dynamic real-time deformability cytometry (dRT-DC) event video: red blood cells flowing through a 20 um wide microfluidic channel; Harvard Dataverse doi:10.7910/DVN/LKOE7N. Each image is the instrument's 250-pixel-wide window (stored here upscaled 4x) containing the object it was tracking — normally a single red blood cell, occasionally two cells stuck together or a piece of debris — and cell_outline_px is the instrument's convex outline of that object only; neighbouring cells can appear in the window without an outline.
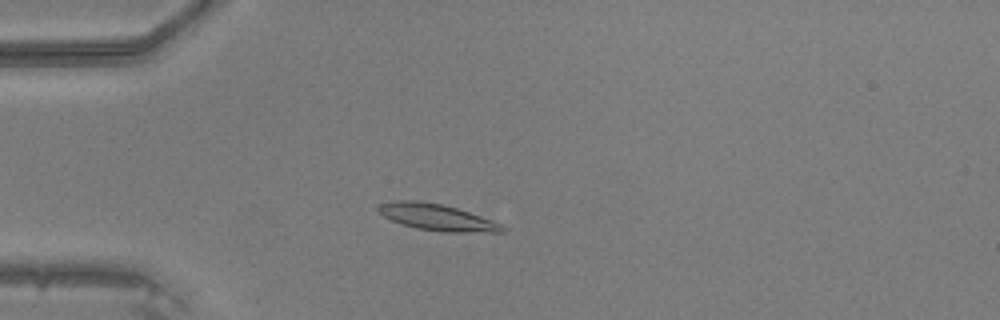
{"species": "common noctule bat (a hibernating species)", "species_latin": "Nyctalus noctula", "temperature_condition": "warm", "stored_images_in_passage": 45, "camera_frame_rate_fps": 3000, "um_per_image_px": 0.085, "animal": {"sex": "male", "body_mass_g": 20.5, "forearm_length_mm": 52.5}, "frame": {"image": 1, "passage_image": 11, "time_ms": 3.333, "image_size_px": [1000, 320], "cell_outline_px": [[508, 228], [504, 232], [444, 232], [416, 228], [400, 224], [376, 212], [376, 208], [380, 204], [400, 200], [416, 200], [440, 204], [456, 208], [480, 216], [500, 224]], "centroid_in_image_um": [37.11, 18.48], "position_along_channel_um": 47.9, "area_um2": 18.96}}
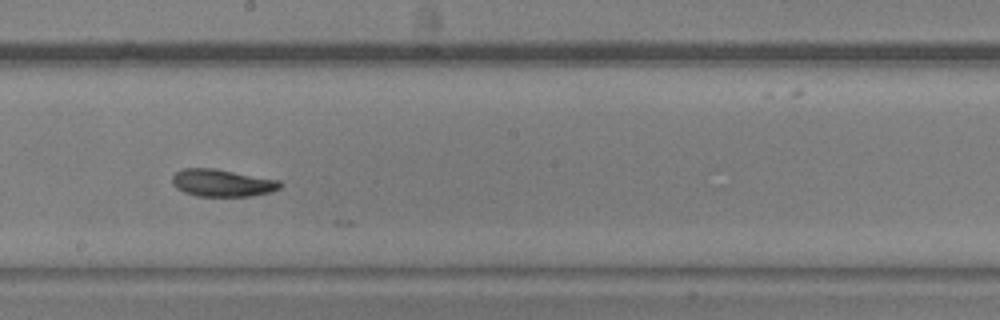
{"frame": {"image": 2, "passage_image": 25, "time_ms": 8.0, "image_size_px": [1000, 320], "cell_outline_px": [[284, 184], [280, 188], [272, 192], [252, 196], [196, 196], [184, 192], [176, 188], [172, 184], [172, 176], [176, 172], [184, 168], [212, 168], [280, 180]], "centroid_in_image_um": [18.9, 15.55], "position_along_channel_um": 229.3, "area_um2": 17.28}}
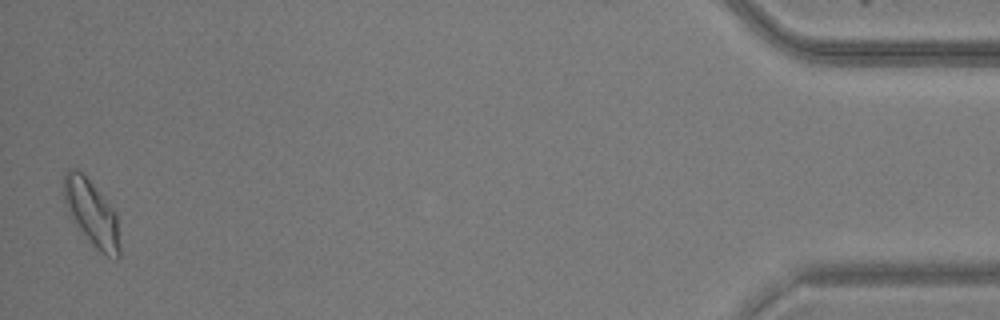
{"frame": {"image": 3, "passage_image": 45, "time_ms": 14.667, "image_size_px": [1000, 320], "cell_outline_px": [[120, 256], [116, 260], [100, 252], [96, 248], [80, 228], [64, 200], [64, 172], [68, 168], [76, 168], [92, 184], [116, 212], [120, 248]], "centroid_in_image_um": [7.83, 18.11], "position_along_channel_um": 427.4, "area_um2": 20.58}}